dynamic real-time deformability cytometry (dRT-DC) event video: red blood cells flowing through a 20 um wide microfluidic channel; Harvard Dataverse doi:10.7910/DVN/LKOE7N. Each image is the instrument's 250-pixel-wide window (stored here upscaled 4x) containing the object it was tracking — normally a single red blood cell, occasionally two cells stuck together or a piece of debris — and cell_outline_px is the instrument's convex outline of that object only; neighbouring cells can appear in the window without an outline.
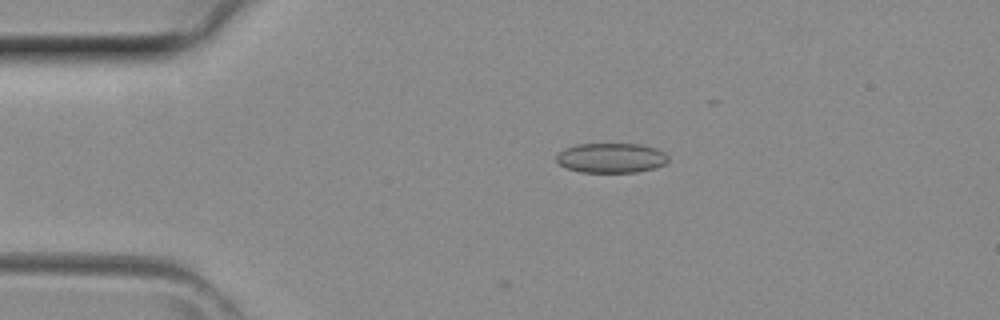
{"species": "common noctule bat (a hibernating species)", "species_latin": "Nyctalus noctula", "temperature_condition": "room temperature", "stored_images_in_passage": 7, "camera_frame_rate_fps": 3000, "um_per_image_px": 0.085, "animal": {"sex": "female", "body_mass_g": 29.2, "forearm_length_mm": 56.3}, "frame": {"image": 1, "passage_image": 7, "time_ms": 2.0, "image_size_px": [1000, 320], "cell_outline_px": [[668, 160], [664, 164], [656, 168], [636, 172], [580, 172], [564, 168], [556, 160], [556, 156], [564, 148], [576, 144], [640, 144], [656, 148], [664, 152], [668, 156]], "centroid_in_image_um": [51.94, 13.42], "position_along_channel_um": 33.1, "area_um2": 19.54}}